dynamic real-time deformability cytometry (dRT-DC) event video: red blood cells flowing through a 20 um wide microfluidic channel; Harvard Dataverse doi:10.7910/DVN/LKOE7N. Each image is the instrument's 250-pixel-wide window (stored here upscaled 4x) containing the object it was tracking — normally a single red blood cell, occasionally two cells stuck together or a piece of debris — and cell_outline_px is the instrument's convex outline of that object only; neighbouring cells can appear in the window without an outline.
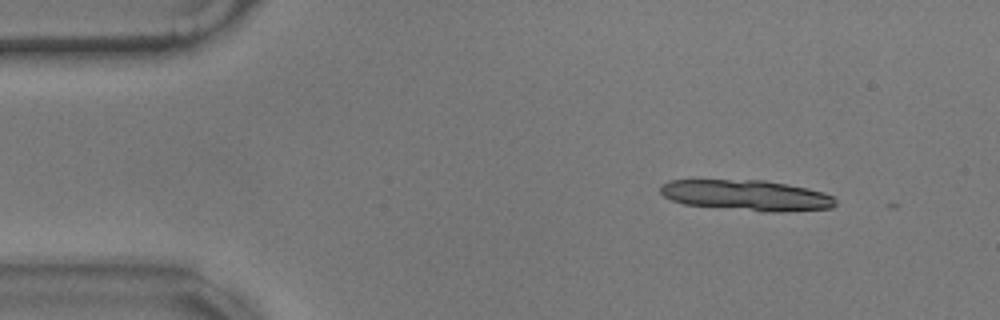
{"species": "common noctule bat (a hibernating species)", "species_latin": "Nyctalus noctula", "temperature_condition": "warm", "stored_images_in_passage": 11, "camera_frame_rate_fps": 3000, "um_per_image_px": 0.085, "animal": {"sex": "male", "body_mass_g": 17.9}, "frame": {"image": 1, "passage_image": 2, "time_ms": 0.333, "image_size_px": [1000, 320], "cell_outline_px": [[836, 204], [832, 208], [784, 212], [764, 212], [684, 204], [672, 200], [664, 196], [660, 192], [660, 184], [668, 180], [764, 180], [788, 184], [808, 188], [824, 192], [832, 196], [836, 200]], "centroid_in_image_um": [63.47, 16.6], "position_along_channel_um": 21.5, "area_um2": 31.5}}